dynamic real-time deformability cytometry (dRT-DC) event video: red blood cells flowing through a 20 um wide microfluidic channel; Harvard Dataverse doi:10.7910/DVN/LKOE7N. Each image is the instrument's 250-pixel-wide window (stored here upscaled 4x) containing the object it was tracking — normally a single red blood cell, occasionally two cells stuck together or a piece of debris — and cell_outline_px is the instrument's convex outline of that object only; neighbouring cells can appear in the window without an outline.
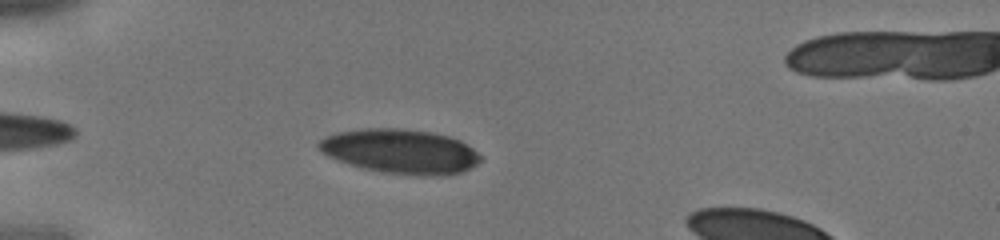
{"species": "human", "species_latin": "Homo sapiens", "temperature_condition": "cold", "stored_images_in_passage": 11, "camera_frame_rate_fps": 3000, "um_per_image_px": 0.085, "donor": {"sex": "male"}, "frame": {"image": 1, "passage_image": 4, "time_ms": 1.0, "image_size_px": [1000, 240], "cell_outline_px": [[480, 160], [476, 164], [460, 172], [444, 176], [424, 176], [384, 172], [364, 168], [328, 156], [316, 148], [316, 144], [324, 136], [336, 132], [364, 128], [396, 128], [432, 132], [448, 136], [460, 140], [472, 148], [480, 156]], "centroid_in_image_um": [34.01, 12.85], "position_along_channel_um": 51.0, "area_um2": 41.67}}
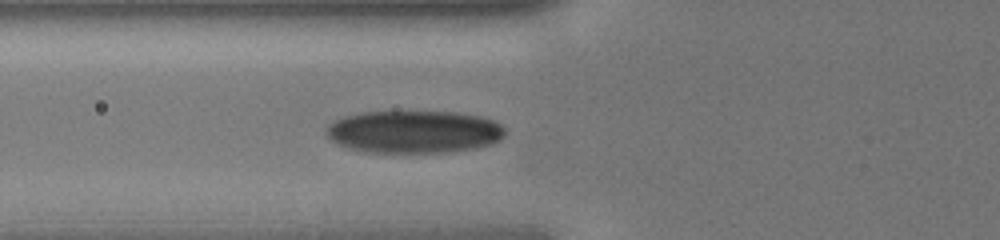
{"frame": {"image": 2, "passage_image": 8, "time_ms": 2.333, "image_size_px": [1000, 240], "cell_outline_px": [[504, 136], [500, 140], [492, 144], [472, 148], [444, 152], [364, 152], [348, 148], [332, 140], [324, 132], [328, 124], [344, 116], [360, 112], [456, 112], [480, 116], [492, 120], [500, 124], [504, 128]], "centroid_in_image_um": [35.17, 11.2], "position_along_channel_um": 90.6, "area_um2": 44.22}}
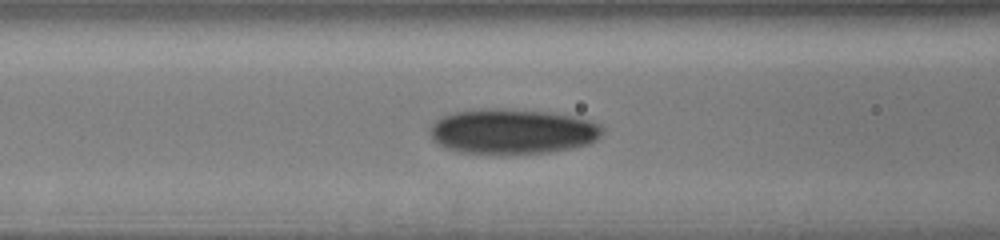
{"frame": {"image": 3, "passage_image": 10, "time_ms": 3.0, "image_size_px": [1000, 240], "cell_outline_px": [[604, 132], [596, 140], [588, 144], [572, 148], [548, 152], [460, 152], [444, 148], [436, 144], [432, 140], [428, 132], [428, 128], [436, 120], [452, 112], [484, 108], [496, 108], [548, 112], [572, 116], [588, 120], [600, 124], [604, 128]], "centroid_in_image_um": [43.52, 11.15], "position_along_channel_um": 123.1, "area_um2": 45.08}}